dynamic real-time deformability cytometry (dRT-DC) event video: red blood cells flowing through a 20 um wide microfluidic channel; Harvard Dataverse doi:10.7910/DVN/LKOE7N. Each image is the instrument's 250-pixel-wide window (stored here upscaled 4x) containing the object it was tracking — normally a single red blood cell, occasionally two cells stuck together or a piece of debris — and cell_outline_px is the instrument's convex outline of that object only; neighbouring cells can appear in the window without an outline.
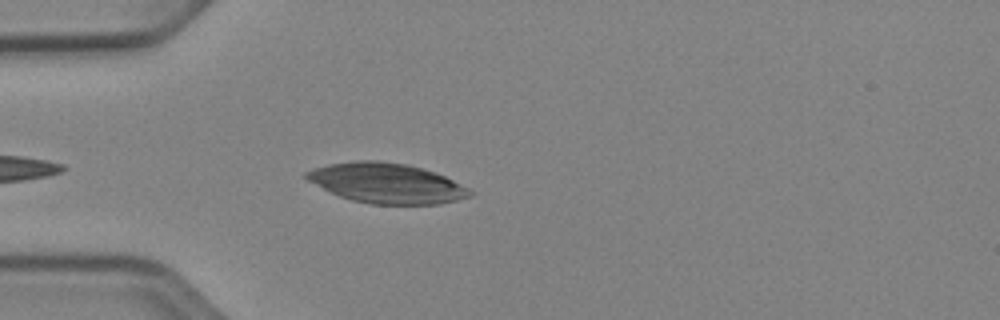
{"species": "Egyptian fruit bat (a non-hibernating species)", "species_latin": "Rousettus aegyptiacus", "temperature_condition": "cold", "stored_images_in_passage": 32, "camera_frame_rate_fps": 3000, "um_per_image_px": 0.085, "animal": {"sex": "female"}, "frame": {"image": 1, "passage_image": 4, "time_ms": 1.0, "image_size_px": [1000, 320], "cell_outline_px": [[476, 192], [472, 196], [440, 204], [372, 204], [352, 200], [340, 196], [308, 180], [304, 176], [304, 172], [312, 168], [328, 164], [356, 160], [380, 160], [408, 164], [444, 176]], "centroid_in_image_um": [32.86, 15.56], "position_along_channel_um": 52.1, "area_um2": 37.97}}
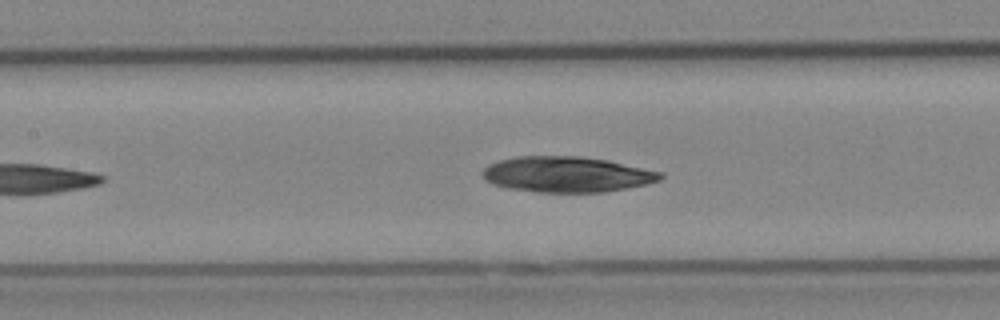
{"frame": {"image": 2, "passage_image": 13, "time_ms": 4.0, "image_size_px": [1000, 320], "cell_outline_px": [[664, 176], [660, 180], [648, 184], [604, 192], [536, 192], [508, 188], [492, 184], [484, 180], [480, 172], [488, 164], [500, 160], [516, 156], [580, 156], [608, 160], [664, 172]], "centroid_in_image_um": [48.17, 14.82], "position_along_channel_um": 159.2, "area_um2": 37.28}}
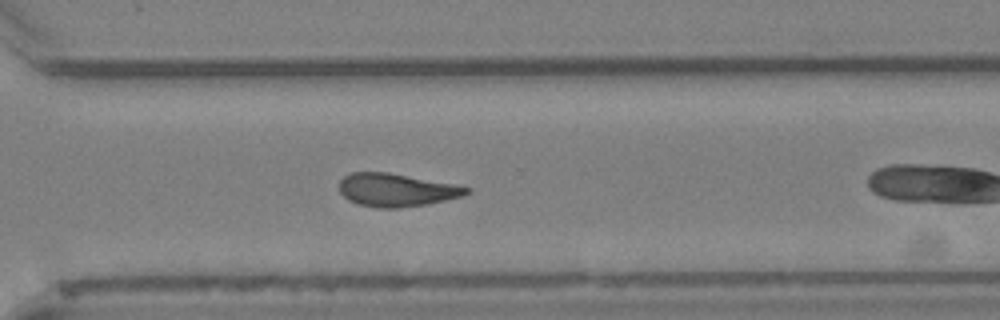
{"frame": {"image": 3, "passage_image": 23, "time_ms": 7.333, "image_size_px": [1000, 320], "cell_outline_px": [[472, 188], [464, 196], [424, 204], [400, 208], [376, 208], [360, 204], [348, 200], [340, 192], [340, 180], [344, 176], [352, 172], [388, 172], [456, 184]], "centroid_in_image_um": [33.7, 16.14], "position_along_channel_um": 336.9, "area_um2": 24.45}}